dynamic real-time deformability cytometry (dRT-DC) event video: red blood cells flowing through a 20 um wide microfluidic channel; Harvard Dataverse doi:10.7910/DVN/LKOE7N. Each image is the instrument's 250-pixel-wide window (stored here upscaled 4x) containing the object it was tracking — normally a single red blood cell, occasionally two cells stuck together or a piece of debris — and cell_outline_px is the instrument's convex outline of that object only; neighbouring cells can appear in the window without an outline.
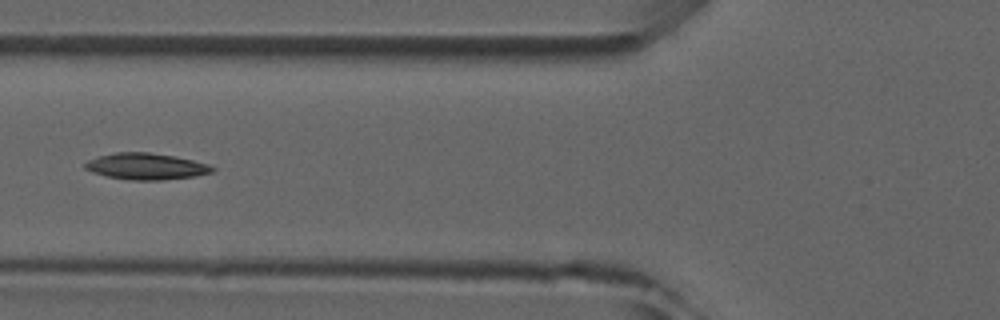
{"species": "common noctule bat (a hibernating species)", "species_latin": "Nyctalus noctula", "temperature_condition": "room temperature", "stored_images_in_passage": 5, "camera_frame_rate_fps": 3000, "um_per_image_px": 0.085, "animal": {"sex": "male", "forearm_length_mm": 52.5}, "frame": {"image": 1, "passage_image": 5, "time_ms": 5.333, "image_size_px": [1000, 320], "cell_outline_px": [[216, 168], [212, 172], [196, 176], [160, 180], [132, 180], [108, 176], [92, 172], [84, 168], [84, 164], [88, 160], [100, 156], [116, 152], [148, 152], [176, 156], [208, 164]], "centroid_in_image_um": [12.43, 14.14], "position_along_channel_um": 113.4, "area_um2": 19.48}}